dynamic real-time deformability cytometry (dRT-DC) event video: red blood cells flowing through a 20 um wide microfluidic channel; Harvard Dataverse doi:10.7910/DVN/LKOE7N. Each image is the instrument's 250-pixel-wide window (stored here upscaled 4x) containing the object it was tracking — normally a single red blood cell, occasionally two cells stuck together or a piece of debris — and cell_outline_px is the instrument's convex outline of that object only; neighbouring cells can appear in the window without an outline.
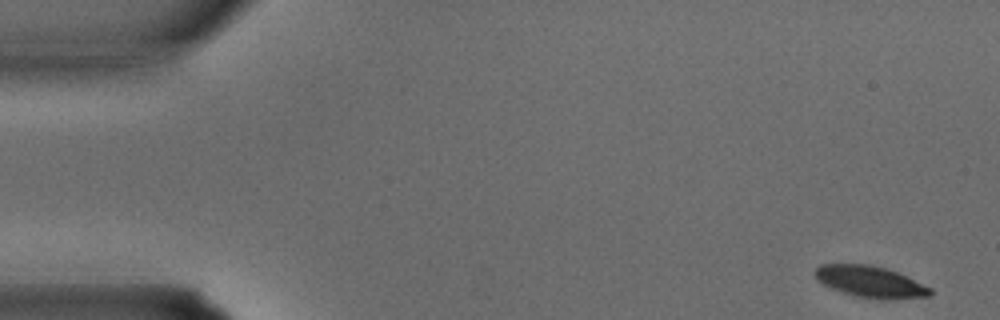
{"species": "common noctule bat (a hibernating species)", "species_latin": "Nyctalus noctula", "temperature_condition": "warm", "stored_images_in_passage": 34, "camera_frame_rate_fps": 3000, "um_per_image_px": 0.085, "animal": {"sex": "male", "body_mass_g": 15.6}, "frame": {"image": 1, "passage_image": 1, "time_ms": 0.0, "image_size_px": [1000, 320], "cell_outline_px": [[932, 296], [896, 300], [880, 300], [856, 296], [832, 288], [816, 280], [812, 272], [820, 264], [872, 264], [896, 272], [932, 288]], "centroid_in_image_um": [73.98, 23.96], "position_along_channel_um": 11.0, "area_um2": 21.33}}
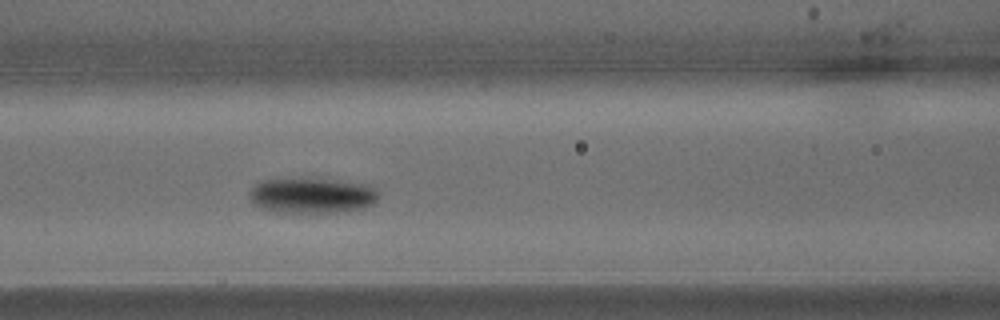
{"frame": {"image": 2, "passage_image": 14, "time_ms": 4.333, "image_size_px": [1000, 320], "cell_outline_px": [[380, 196], [372, 204], [364, 208], [336, 212], [276, 212], [260, 208], [252, 204], [248, 192], [256, 184], [264, 180], [336, 180], [368, 184], [376, 188], [380, 192]], "centroid_in_image_um": [26.55, 16.64], "position_along_channel_um": 140.1, "area_um2": 26.41}}
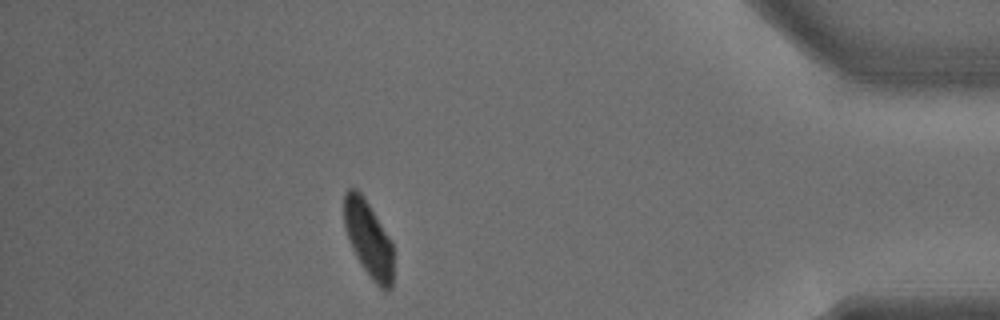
{"frame": {"image": 3, "passage_image": 30, "time_ms": 9.667, "image_size_px": [1000, 320], "cell_outline_px": [[392, 288], [384, 292], [372, 280], [356, 256], [352, 248], [344, 228], [344, 192], [348, 188], [356, 188], [364, 196], [392, 240]], "centroid_in_image_um": [31.31, 20.28], "position_along_channel_um": 403.9, "area_um2": 22.02}}